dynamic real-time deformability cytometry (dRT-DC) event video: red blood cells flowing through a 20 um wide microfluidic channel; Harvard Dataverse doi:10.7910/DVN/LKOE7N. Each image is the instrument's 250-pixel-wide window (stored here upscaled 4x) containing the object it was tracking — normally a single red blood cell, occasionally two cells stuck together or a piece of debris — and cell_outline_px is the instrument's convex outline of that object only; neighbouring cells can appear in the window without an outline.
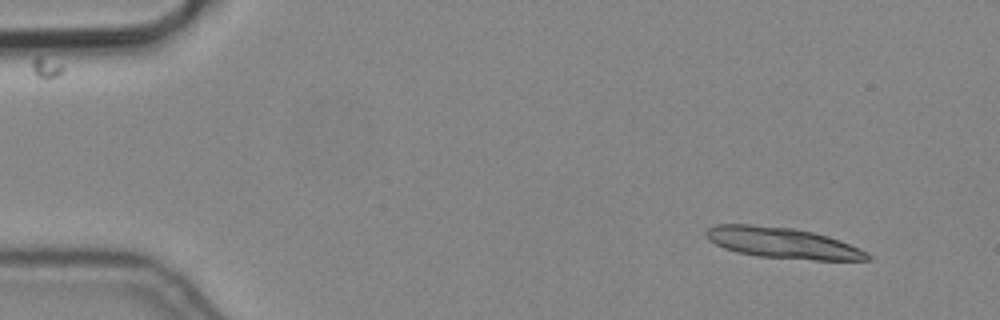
{"species": "common noctule bat (a hibernating species)", "species_latin": "Nyctalus noctula", "temperature_condition": "cold", "stored_images_in_passage": 5, "camera_frame_rate_fps": 3000, "um_per_image_px": 0.085, "animal": {"sex": "male", "body_mass_g": 19.2, "forearm_length_mm": 51.8}, "frame": {"image": 1, "passage_image": 1, "time_ms": 0.0, "image_size_px": [1000, 320], "cell_outline_px": [[872, 260], [812, 260], [756, 256], [736, 252], [724, 248], [708, 240], [704, 232], [708, 228], [716, 224], [748, 224], [792, 228], [812, 232], [828, 236], [840, 240], [860, 248], [868, 252], [872, 256]], "centroid_in_image_um": [66.53, 20.65], "position_along_channel_um": 18.5, "area_um2": 29.19}}